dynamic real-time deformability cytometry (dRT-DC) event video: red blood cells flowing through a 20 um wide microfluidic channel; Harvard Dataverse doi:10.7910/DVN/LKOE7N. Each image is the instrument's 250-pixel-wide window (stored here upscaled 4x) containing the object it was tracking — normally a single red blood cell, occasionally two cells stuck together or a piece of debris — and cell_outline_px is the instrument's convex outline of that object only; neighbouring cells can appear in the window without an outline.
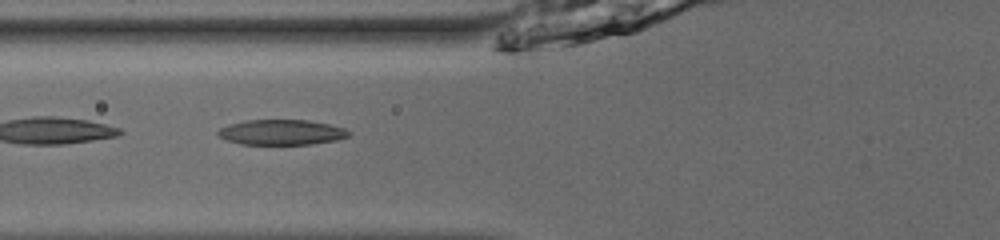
{"species": "common noctule bat (a hibernating species)", "species_latin": "Nyctalus noctula", "temperature_condition": "room temperature", "stored_images_in_passage": 53, "camera_frame_rate_fps": 3000, "um_per_image_px": 0.085, "animal": {"sex": "male", "body_mass_g": 13.0, "forearm_length_mm": 53.1}, "frame": {"image": 1, "passage_image": 23, "time_ms": 7.333, "image_size_px": [1000, 240], "cell_outline_px": [[352, 132], [348, 136], [336, 140], [312, 144], [240, 144], [228, 140], [220, 136], [216, 132], [220, 128], [228, 124], [248, 120], [308, 120], [328, 124], [344, 128]], "centroid_in_image_um": [23.94, 11.24], "position_along_channel_um": 101.9, "area_um2": 19.13}}